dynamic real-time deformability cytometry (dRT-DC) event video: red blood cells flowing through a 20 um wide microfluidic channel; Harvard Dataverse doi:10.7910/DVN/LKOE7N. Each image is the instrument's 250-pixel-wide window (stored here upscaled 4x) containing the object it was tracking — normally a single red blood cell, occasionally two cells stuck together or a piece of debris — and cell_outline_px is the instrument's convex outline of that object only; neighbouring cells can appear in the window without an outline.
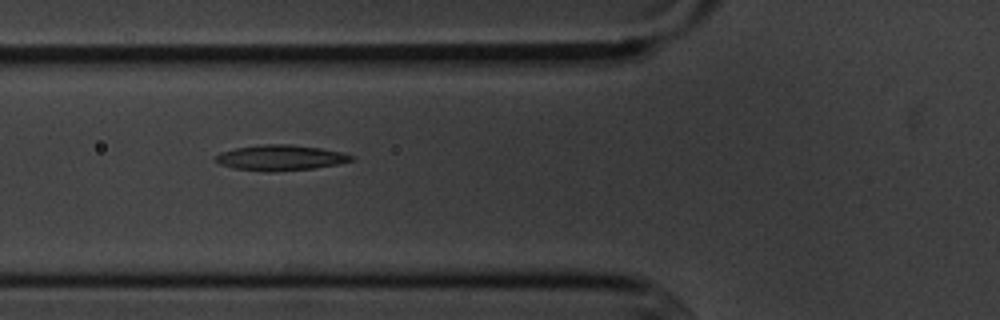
{"species": "common noctule bat (a hibernating species)", "species_latin": "Nyctalus noctula", "temperature_condition": "cold", "stored_images_in_passage": 15, "segment_of_instrument_passage": [1, 2], "camera_frame_rate_fps": 3000, "um_per_image_px": 0.085, "animal": {"sex": "male", "body_mass_g": 20.1, "forearm_length_mm": 53.5}, "frame": {"image": 1, "passage_image": 5, "time_ms": 5.667, "image_size_px": [1000, 320], "cell_outline_px": [[352, 160], [336, 164], [312, 168], [272, 172], [268, 172], [236, 168], [220, 164], [216, 160], [216, 156], [220, 152], [236, 148], [260, 144], [292, 144], [320, 148], [340, 152], [352, 156]], "centroid_in_image_um": [23.8, 13.4], "position_along_channel_um": 102.0, "area_um2": 19.83}}
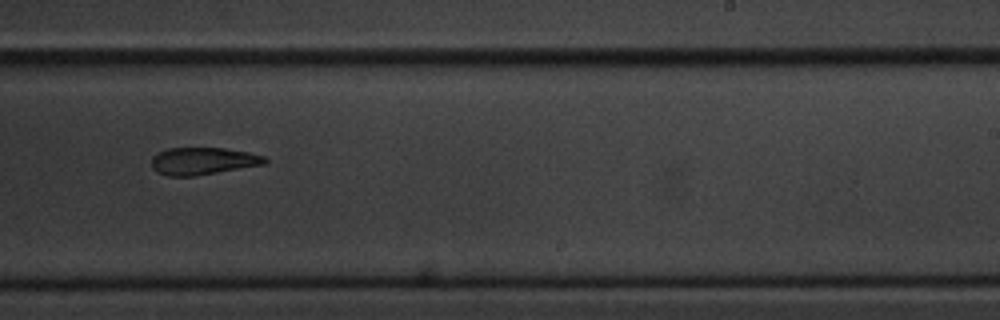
{"frame": {"image": 2, "passage_image": 9, "time_ms": 10.333, "image_size_px": [1000, 320], "cell_outline_px": [[268, 160], [264, 164], [192, 176], [168, 176], [156, 172], [152, 168], [152, 156], [156, 152], [168, 148], [224, 148], [248, 152], [264, 156]], "centroid_in_image_um": [17.19, 13.68], "position_along_channel_um": 271.8, "area_um2": 17.92}}
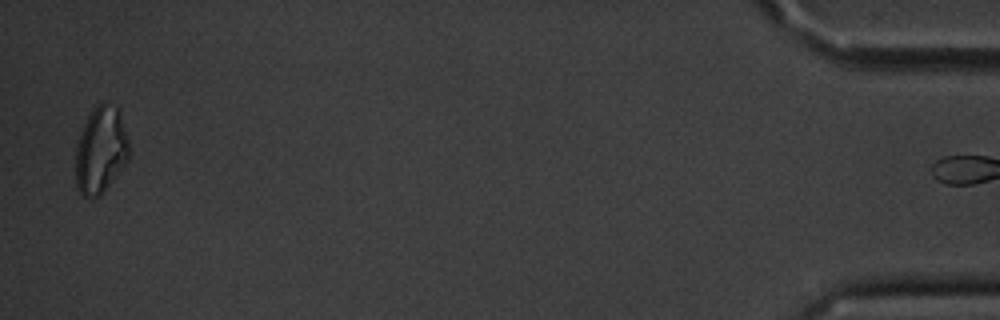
{"frame": {"image": 3, "passage_image": 14, "time_ms": 17.0, "image_size_px": [1000, 320], "cell_outline_px": [[128, 160], [104, 192], [100, 196], [92, 200], [84, 196], [76, 188], [76, 144], [84, 124], [92, 108], [96, 104], [104, 100], [116, 104], [120, 108], [128, 140]], "centroid_in_image_um": [8.57, 12.72], "position_along_channel_um": 426.6, "area_um2": 27.63}}